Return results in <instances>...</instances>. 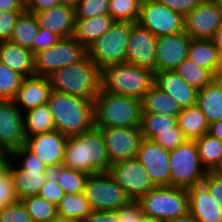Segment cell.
Segmentation results:
<instances>
[{
    "mask_svg": "<svg viewBox=\"0 0 222 222\" xmlns=\"http://www.w3.org/2000/svg\"><path fill=\"white\" fill-rule=\"evenodd\" d=\"M110 165L99 128L94 126L87 132L68 137L63 166L93 175L108 173Z\"/></svg>",
    "mask_w": 222,
    "mask_h": 222,
    "instance_id": "6da1fadb",
    "label": "cell"
},
{
    "mask_svg": "<svg viewBox=\"0 0 222 222\" xmlns=\"http://www.w3.org/2000/svg\"><path fill=\"white\" fill-rule=\"evenodd\" d=\"M94 101L51 90L47 105L55 129L66 136L87 132L94 127Z\"/></svg>",
    "mask_w": 222,
    "mask_h": 222,
    "instance_id": "7a4b0ae2",
    "label": "cell"
},
{
    "mask_svg": "<svg viewBox=\"0 0 222 222\" xmlns=\"http://www.w3.org/2000/svg\"><path fill=\"white\" fill-rule=\"evenodd\" d=\"M51 89L89 101L101 90V69L86 55L75 64L54 71L48 76Z\"/></svg>",
    "mask_w": 222,
    "mask_h": 222,
    "instance_id": "3957f363",
    "label": "cell"
},
{
    "mask_svg": "<svg viewBox=\"0 0 222 222\" xmlns=\"http://www.w3.org/2000/svg\"><path fill=\"white\" fill-rule=\"evenodd\" d=\"M93 103L94 126L140 127L141 99L101 89Z\"/></svg>",
    "mask_w": 222,
    "mask_h": 222,
    "instance_id": "277c9868",
    "label": "cell"
},
{
    "mask_svg": "<svg viewBox=\"0 0 222 222\" xmlns=\"http://www.w3.org/2000/svg\"><path fill=\"white\" fill-rule=\"evenodd\" d=\"M154 85V72L125 62L101 69V89L142 99Z\"/></svg>",
    "mask_w": 222,
    "mask_h": 222,
    "instance_id": "5b68a950",
    "label": "cell"
},
{
    "mask_svg": "<svg viewBox=\"0 0 222 222\" xmlns=\"http://www.w3.org/2000/svg\"><path fill=\"white\" fill-rule=\"evenodd\" d=\"M8 158L22 159L21 166H15L10 161V172L19 200L40 193L41 187L51 175V170L36 155L24 145L12 151Z\"/></svg>",
    "mask_w": 222,
    "mask_h": 222,
    "instance_id": "8992f818",
    "label": "cell"
},
{
    "mask_svg": "<svg viewBox=\"0 0 222 222\" xmlns=\"http://www.w3.org/2000/svg\"><path fill=\"white\" fill-rule=\"evenodd\" d=\"M138 202L144 216L167 222L189 211V195L185 188L158 186L144 194Z\"/></svg>",
    "mask_w": 222,
    "mask_h": 222,
    "instance_id": "52a82bcc",
    "label": "cell"
},
{
    "mask_svg": "<svg viewBox=\"0 0 222 222\" xmlns=\"http://www.w3.org/2000/svg\"><path fill=\"white\" fill-rule=\"evenodd\" d=\"M131 26L130 22L115 21L104 35L87 48V55L100 69L127 62Z\"/></svg>",
    "mask_w": 222,
    "mask_h": 222,
    "instance_id": "ba28073f",
    "label": "cell"
},
{
    "mask_svg": "<svg viewBox=\"0 0 222 222\" xmlns=\"http://www.w3.org/2000/svg\"><path fill=\"white\" fill-rule=\"evenodd\" d=\"M170 186L189 189L201 184L206 176L202 166L197 145L194 140L170 151Z\"/></svg>",
    "mask_w": 222,
    "mask_h": 222,
    "instance_id": "9c48e42d",
    "label": "cell"
},
{
    "mask_svg": "<svg viewBox=\"0 0 222 222\" xmlns=\"http://www.w3.org/2000/svg\"><path fill=\"white\" fill-rule=\"evenodd\" d=\"M87 55V49L75 38H62L51 48L34 54L36 76L48 77L54 71L75 64Z\"/></svg>",
    "mask_w": 222,
    "mask_h": 222,
    "instance_id": "30bf717a",
    "label": "cell"
},
{
    "mask_svg": "<svg viewBox=\"0 0 222 222\" xmlns=\"http://www.w3.org/2000/svg\"><path fill=\"white\" fill-rule=\"evenodd\" d=\"M83 195L93 210L117 211L131 199L109 173L89 175Z\"/></svg>",
    "mask_w": 222,
    "mask_h": 222,
    "instance_id": "8fae6325",
    "label": "cell"
},
{
    "mask_svg": "<svg viewBox=\"0 0 222 222\" xmlns=\"http://www.w3.org/2000/svg\"><path fill=\"white\" fill-rule=\"evenodd\" d=\"M137 23L156 37L184 31V16L165 7L157 0L141 2Z\"/></svg>",
    "mask_w": 222,
    "mask_h": 222,
    "instance_id": "7c38bea8",
    "label": "cell"
},
{
    "mask_svg": "<svg viewBox=\"0 0 222 222\" xmlns=\"http://www.w3.org/2000/svg\"><path fill=\"white\" fill-rule=\"evenodd\" d=\"M108 173L132 201H138L155 187L145 168L136 158L113 163Z\"/></svg>",
    "mask_w": 222,
    "mask_h": 222,
    "instance_id": "4fadbf2b",
    "label": "cell"
},
{
    "mask_svg": "<svg viewBox=\"0 0 222 222\" xmlns=\"http://www.w3.org/2000/svg\"><path fill=\"white\" fill-rule=\"evenodd\" d=\"M103 134L106 152L110 164L115 162L135 159L142 134L140 127H106L95 126Z\"/></svg>",
    "mask_w": 222,
    "mask_h": 222,
    "instance_id": "5bb4252c",
    "label": "cell"
},
{
    "mask_svg": "<svg viewBox=\"0 0 222 222\" xmlns=\"http://www.w3.org/2000/svg\"><path fill=\"white\" fill-rule=\"evenodd\" d=\"M221 25L220 0H205L184 16V32L192 39H211Z\"/></svg>",
    "mask_w": 222,
    "mask_h": 222,
    "instance_id": "9a60e30c",
    "label": "cell"
},
{
    "mask_svg": "<svg viewBox=\"0 0 222 222\" xmlns=\"http://www.w3.org/2000/svg\"><path fill=\"white\" fill-rule=\"evenodd\" d=\"M170 151L150 139L142 138L136 159L142 164L155 187L170 186Z\"/></svg>",
    "mask_w": 222,
    "mask_h": 222,
    "instance_id": "2e32d148",
    "label": "cell"
},
{
    "mask_svg": "<svg viewBox=\"0 0 222 222\" xmlns=\"http://www.w3.org/2000/svg\"><path fill=\"white\" fill-rule=\"evenodd\" d=\"M23 112L13 100H0V148L9 155L25 144Z\"/></svg>",
    "mask_w": 222,
    "mask_h": 222,
    "instance_id": "e0dca14e",
    "label": "cell"
},
{
    "mask_svg": "<svg viewBox=\"0 0 222 222\" xmlns=\"http://www.w3.org/2000/svg\"><path fill=\"white\" fill-rule=\"evenodd\" d=\"M68 136L54 129L49 132L26 137L24 146L50 169L63 166Z\"/></svg>",
    "mask_w": 222,
    "mask_h": 222,
    "instance_id": "ac0fdd59",
    "label": "cell"
},
{
    "mask_svg": "<svg viewBox=\"0 0 222 222\" xmlns=\"http://www.w3.org/2000/svg\"><path fill=\"white\" fill-rule=\"evenodd\" d=\"M157 37L139 23H132L127 62L155 73Z\"/></svg>",
    "mask_w": 222,
    "mask_h": 222,
    "instance_id": "d6986e66",
    "label": "cell"
},
{
    "mask_svg": "<svg viewBox=\"0 0 222 222\" xmlns=\"http://www.w3.org/2000/svg\"><path fill=\"white\" fill-rule=\"evenodd\" d=\"M190 42L184 31L157 37L155 72L175 70L188 57Z\"/></svg>",
    "mask_w": 222,
    "mask_h": 222,
    "instance_id": "ffe728a7",
    "label": "cell"
},
{
    "mask_svg": "<svg viewBox=\"0 0 222 222\" xmlns=\"http://www.w3.org/2000/svg\"><path fill=\"white\" fill-rule=\"evenodd\" d=\"M154 85L176 100L181 109L196 105L198 89L189 85L175 70L156 71Z\"/></svg>",
    "mask_w": 222,
    "mask_h": 222,
    "instance_id": "44dd1931",
    "label": "cell"
},
{
    "mask_svg": "<svg viewBox=\"0 0 222 222\" xmlns=\"http://www.w3.org/2000/svg\"><path fill=\"white\" fill-rule=\"evenodd\" d=\"M39 28H44L61 38L72 37L75 25V9L63 3L34 13Z\"/></svg>",
    "mask_w": 222,
    "mask_h": 222,
    "instance_id": "7402d4cb",
    "label": "cell"
},
{
    "mask_svg": "<svg viewBox=\"0 0 222 222\" xmlns=\"http://www.w3.org/2000/svg\"><path fill=\"white\" fill-rule=\"evenodd\" d=\"M51 90L48 77L36 75L25 77L12 100L21 111L25 112L47 104Z\"/></svg>",
    "mask_w": 222,
    "mask_h": 222,
    "instance_id": "603a6c76",
    "label": "cell"
},
{
    "mask_svg": "<svg viewBox=\"0 0 222 222\" xmlns=\"http://www.w3.org/2000/svg\"><path fill=\"white\" fill-rule=\"evenodd\" d=\"M189 195V212L199 222H222V208L213 200L212 195L201 183L187 189Z\"/></svg>",
    "mask_w": 222,
    "mask_h": 222,
    "instance_id": "cb8c5ba5",
    "label": "cell"
},
{
    "mask_svg": "<svg viewBox=\"0 0 222 222\" xmlns=\"http://www.w3.org/2000/svg\"><path fill=\"white\" fill-rule=\"evenodd\" d=\"M34 54L11 41L0 42V62L24 77L35 76Z\"/></svg>",
    "mask_w": 222,
    "mask_h": 222,
    "instance_id": "d4e9b609",
    "label": "cell"
},
{
    "mask_svg": "<svg viewBox=\"0 0 222 222\" xmlns=\"http://www.w3.org/2000/svg\"><path fill=\"white\" fill-rule=\"evenodd\" d=\"M114 23L115 20L110 15L75 19L72 37L87 49L104 35Z\"/></svg>",
    "mask_w": 222,
    "mask_h": 222,
    "instance_id": "484cf974",
    "label": "cell"
},
{
    "mask_svg": "<svg viewBox=\"0 0 222 222\" xmlns=\"http://www.w3.org/2000/svg\"><path fill=\"white\" fill-rule=\"evenodd\" d=\"M196 105L204 113L208 124L222 119V82L215 78L205 87L198 89Z\"/></svg>",
    "mask_w": 222,
    "mask_h": 222,
    "instance_id": "4316f807",
    "label": "cell"
},
{
    "mask_svg": "<svg viewBox=\"0 0 222 222\" xmlns=\"http://www.w3.org/2000/svg\"><path fill=\"white\" fill-rule=\"evenodd\" d=\"M188 58L199 67L209 70L214 76L219 66V54L211 39H192Z\"/></svg>",
    "mask_w": 222,
    "mask_h": 222,
    "instance_id": "83f0119b",
    "label": "cell"
},
{
    "mask_svg": "<svg viewBox=\"0 0 222 222\" xmlns=\"http://www.w3.org/2000/svg\"><path fill=\"white\" fill-rule=\"evenodd\" d=\"M177 124L188 140H195L209 130L207 119L197 105L183 108L177 116Z\"/></svg>",
    "mask_w": 222,
    "mask_h": 222,
    "instance_id": "f1b7e54d",
    "label": "cell"
},
{
    "mask_svg": "<svg viewBox=\"0 0 222 222\" xmlns=\"http://www.w3.org/2000/svg\"><path fill=\"white\" fill-rule=\"evenodd\" d=\"M141 101L142 112L178 116L182 110L176 100L155 85L144 94Z\"/></svg>",
    "mask_w": 222,
    "mask_h": 222,
    "instance_id": "f546056e",
    "label": "cell"
},
{
    "mask_svg": "<svg viewBox=\"0 0 222 222\" xmlns=\"http://www.w3.org/2000/svg\"><path fill=\"white\" fill-rule=\"evenodd\" d=\"M25 113H23L25 137L34 136L55 129L53 116L47 104L30 109Z\"/></svg>",
    "mask_w": 222,
    "mask_h": 222,
    "instance_id": "4dcf8cb0",
    "label": "cell"
},
{
    "mask_svg": "<svg viewBox=\"0 0 222 222\" xmlns=\"http://www.w3.org/2000/svg\"><path fill=\"white\" fill-rule=\"evenodd\" d=\"M38 31L39 26L35 15L24 11L15 22L10 41L32 52V42Z\"/></svg>",
    "mask_w": 222,
    "mask_h": 222,
    "instance_id": "1f68e13d",
    "label": "cell"
},
{
    "mask_svg": "<svg viewBox=\"0 0 222 222\" xmlns=\"http://www.w3.org/2000/svg\"><path fill=\"white\" fill-rule=\"evenodd\" d=\"M202 166L207 172L213 171L222 159V141L209 133L194 140Z\"/></svg>",
    "mask_w": 222,
    "mask_h": 222,
    "instance_id": "d6a6232c",
    "label": "cell"
},
{
    "mask_svg": "<svg viewBox=\"0 0 222 222\" xmlns=\"http://www.w3.org/2000/svg\"><path fill=\"white\" fill-rule=\"evenodd\" d=\"M177 116L142 112L140 130L142 138L152 140L159 132L174 131Z\"/></svg>",
    "mask_w": 222,
    "mask_h": 222,
    "instance_id": "836d02e7",
    "label": "cell"
},
{
    "mask_svg": "<svg viewBox=\"0 0 222 222\" xmlns=\"http://www.w3.org/2000/svg\"><path fill=\"white\" fill-rule=\"evenodd\" d=\"M57 207V213L83 221L93 211L83 193H64Z\"/></svg>",
    "mask_w": 222,
    "mask_h": 222,
    "instance_id": "e575fe53",
    "label": "cell"
},
{
    "mask_svg": "<svg viewBox=\"0 0 222 222\" xmlns=\"http://www.w3.org/2000/svg\"><path fill=\"white\" fill-rule=\"evenodd\" d=\"M51 175L61 186L64 193H83L89 174L76 171L65 166H58L51 170Z\"/></svg>",
    "mask_w": 222,
    "mask_h": 222,
    "instance_id": "d590c367",
    "label": "cell"
},
{
    "mask_svg": "<svg viewBox=\"0 0 222 222\" xmlns=\"http://www.w3.org/2000/svg\"><path fill=\"white\" fill-rule=\"evenodd\" d=\"M175 71L189 84L197 89L208 85L215 76L207 69L199 67L188 57L183 60Z\"/></svg>",
    "mask_w": 222,
    "mask_h": 222,
    "instance_id": "8d00e7d4",
    "label": "cell"
},
{
    "mask_svg": "<svg viewBox=\"0 0 222 222\" xmlns=\"http://www.w3.org/2000/svg\"><path fill=\"white\" fill-rule=\"evenodd\" d=\"M21 201L34 222H50L57 214V207L39 195L28 196Z\"/></svg>",
    "mask_w": 222,
    "mask_h": 222,
    "instance_id": "74e56055",
    "label": "cell"
},
{
    "mask_svg": "<svg viewBox=\"0 0 222 222\" xmlns=\"http://www.w3.org/2000/svg\"><path fill=\"white\" fill-rule=\"evenodd\" d=\"M139 0H110L109 15L118 22L135 23L140 15Z\"/></svg>",
    "mask_w": 222,
    "mask_h": 222,
    "instance_id": "f35d334b",
    "label": "cell"
},
{
    "mask_svg": "<svg viewBox=\"0 0 222 222\" xmlns=\"http://www.w3.org/2000/svg\"><path fill=\"white\" fill-rule=\"evenodd\" d=\"M24 78L0 62V100H12Z\"/></svg>",
    "mask_w": 222,
    "mask_h": 222,
    "instance_id": "ab89813d",
    "label": "cell"
},
{
    "mask_svg": "<svg viewBox=\"0 0 222 222\" xmlns=\"http://www.w3.org/2000/svg\"><path fill=\"white\" fill-rule=\"evenodd\" d=\"M110 0H79L75 9V19L109 15Z\"/></svg>",
    "mask_w": 222,
    "mask_h": 222,
    "instance_id": "60d3db41",
    "label": "cell"
},
{
    "mask_svg": "<svg viewBox=\"0 0 222 222\" xmlns=\"http://www.w3.org/2000/svg\"><path fill=\"white\" fill-rule=\"evenodd\" d=\"M0 168V208L17 202L19 199L15 193L13 180L10 172V160Z\"/></svg>",
    "mask_w": 222,
    "mask_h": 222,
    "instance_id": "b9f144b4",
    "label": "cell"
},
{
    "mask_svg": "<svg viewBox=\"0 0 222 222\" xmlns=\"http://www.w3.org/2000/svg\"><path fill=\"white\" fill-rule=\"evenodd\" d=\"M0 222H34L21 200L0 208Z\"/></svg>",
    "mask_w": 222,
    "mask_h": 222,
    "instance_id": "7bdbcfd3",
    "label": "cell"
},
{
    "mask_svg": "<svg viewBox=\"0 0 222 222\" xmlns=\"http://www.w3.org/2000/svg\"><path fill=\"white\" fill-rule=\"evenodd\" d=\"M152 140L164 149L171 151L184 144L188 139L177 124L174 131L159 132Z\"/></svg>",
    "mask_w": 222,
    "mask_h": 222,
    "instance_id": "ee69618b",
    "label": "cell"
},
{
    "mask_svg": "<svg viewBox=\"0 0 222 222\" xmlns=\"http://www.w3.org/2000/svg\"><path fill=\"white\" fill-rule=\"evenodd\" d=\"M38 195L57 206L64 196V191L54 177L50 175L45 184L41 187Z\"/></svg>",
    "mask_w": 222,
    "mask_h": 222,
    "instance_id": "f6af8a7d",
    "label": "cell"
},
{
    "mask_svg": "<svg viewBox=\"0 0 222 222\" xmlns=\"http://www.w3.org/2000/svg\"><path fill=\"white\" fill-rule=\"evenodd\" d=\"M24 11H1L0 12V42L10 41L15 22Z\"/></svg>",
    "mask_w": 222,
    "mask_h": 222,
    "instance_id": "bcb514c9",
    "label": "cell"
},
{
    "mask_svg": "<svg viewBox=\"0 0 222 222\" xmlns=\"http://www.w3.org/2000/svg\"><path fill=\"white\" fill-rule=\"evenodd\" d=\"M62 38L44 28H39L38 34L32 42V53L35 54L39 51L51 48Z\"/></svg>",
    "mask_w": 222,
    "mask_h": 222,
    "instance_id": "7dc6e473",
    "label": "cell"
},
{
    "mask_svg": "<svg viewBox=\"0 0 222 222\" xmlns=\"http://www.w3.org/2000/svg\"><path fill=\"white\" fill-rule=\"evenodd\" d=\"M120 222H140L144 217L143 208L138 201H130L117 210Z\"/></svg>",
    "mask_w": 222,
    "mask_h": 222,
    "instance_id": "c3c4849f",
    "label": "cell"
},
{
    "mask_svg": "<svg viewBox=\"0 0 222 222\" xmlns=\"http://www.w3.org/2000/svg\"><path fill=\"white\" fill-rule=\"evenodd\" d=\"M202 184L212 195L213 200H215L222 208V177L209 171L206 173Z\"/></svg>",
    "mask_w": 222,
    "mask_h": 222,
    "instance_id": "681fc988",
    "label": "cell"
},
{
    "mask_svg": "<svg viewBox=\"0 0 222 222\" xmlns=\"http://www.w3.org/2000/svg\"><path fill=\"white\" fill-rule=\"evenodd\" d=\"M165 7L175 10L182 16L196 9L205 0H157Z\"/></svg>",
    "mask_w": 222,
    "mask_h": 222,
    "instance_id": "f907efd6",
    "label": "cell"
},
{
    "mask_svg": "<svg viewBox=\"0 0 222 222\" xmlns=\"http://www.w3.org/2000/svg\"><path fill=\"white\" fill-rule=\"evenodd\" d=\"M83 222H120L117 211L93 210Z\"/></svg>",
    "mask_w": 222,
    "mask_h": 222,
    "instance_id": "816d5d0a",
    "label": "cell"
},
{
    "mask_svg": "<svg viewBox=\"0 0 222 222\" xmlns=\"http://www.w3.org/2000/svg\"><path fill=\"white\" fill-rule=\"evenodd\" d=\"M61 4L60 0H29L24 6L25 11L34 14Z\"/></svg>",
    "mask_w": 222,
    "mask_h": 222,
    "instance_id": "f5cc1de1",
    "label": "cell"
},
{
    "mask_svg": "<svg viewBox=\"0 0 222 222\" xmlns=\"http://www.w3.org/2000/svg\"><path fill=\"white\" fill-rule=\"evenodd\" d=\"M1 11H25V6L20 0H0Z\"/></svg>",
    "mask_w": 222,
    "mask_h": 222,
    "instance_id": "db71d44e",
    "label": "cell"
},
{
    "mask_svg": "<svg viewBox=\"0 0 222 222\" xmlns=\"http://www.w3.org/2000/svg\"><path fill=\"white\" fill-rule=\"evenodd\" d=\"M208 133L222 141V119L210 124Z\"/></svg>",
    "mask_w": 222,
    "mask_h": 222,
    "instance_id": "11a10c76",
    "label": "cell"
},
{
    "mask_svg": "<svg viewBox=\"0 0 222 222\" xmlns=\"http://www.w3.org/2000/svg\"><path fill=\"white\" fill-rule=\"evenodd\" d=\"M211 40L215 44L219 57H222V25L218 28Z\"/></svg>",
    "mask_w": 222,
    "mask_h": 222,
    "instance_id": "9f6ffc18",
    "label": "cell"
},
{
    "mask_svg": "<svg viewBox=\"0 0 222 222\" xmlns=\"http://www.w3.org/2000/svg\"><path fill=\"white\" fill-rule=\"evenodd\" d=\"M167 222H199V220L188 211L186 214L178 216Z\"/></svg>",
    "mask_w": 222,
    "mask_h": 222,
    "instance_id": "6f0895ef",
    "label": "cell"
},
{
    "mask_svg": "<svg viewBox=\"0 0 222 222\" xmlns=\"http://www.w3.org/2000/svg\"><path fill=\"white\" fill-rule=\"evenodd\" d=\"M50 222H83L75 218L65 217L60 214H56V216Z\"/></svg>",
    "mask_w": 222,
    "mask_h": 222,
    "instance_id": "680465c9",
    "label": "cell"
},
{
    "mask_svg": "<svg viewBox=\"0 0 222 222\" xmlns=\"http://www.w3.org/2000/svg\"><path fill=\"white\" fill-rule=\"evenodd\" d=\"M215 79L222 82V57H220V60H219V66L215 74Z\"/></svg>",
    "mask_w": 222,
    "mask_h": 222,
    "instance_id": "91938a15",
    "label": "cell"
},
{
    "mask_svg": "<svg viewBox=\"0 0 222 222\" xmlns=\"http://www.w3.org/2000/svg\"><path fill=\"white\" fill-rule=\"evenodd\" d=\"M8 155L0 148V168L6 164Z\"/></svg>",
    "mask_w": 222,
    "mask_h": 222,
    "instance_id": "94428289",
    "label": "cell"
},
{
    "mask_svg": "<svg viewBox=\"0 0 222 222\" xmlns=\"http://www.w3.org/2000/svg\"><path fill=\"white\" fill-rule=\"evenodd\" d=\"M212 172L222 177V159L220 160L219 164L215 167V169Z\"/></svg>",
    "mask_w": 222,
    "mask_h": 222,
    "instance_id": "6125c7cd",
    "label": "cell"
},
{
    "mask_svg": "<svg viewBox=\"0 0 222 222\" xmlns=\"http://www.w3.org/2000/svg\"><path fill=\"white\" fill-rule=\"evenodd\" d=\"M60 1L61 3L72 6V7H75L77 3L79 2V0H60Z\"/></svg>",
    "mask_w": 222,
    "mask_h": 222,
    "instance_id": "be15d7a7",
    "label": "cell"
},
{
    "mask_svg": "<svg viewBox=\"0 0 222 222\" xmlns=\"http://www.w3.org/2000/svg\"><path fill=\"white\" fill-rule=\"evenodd\" d=\"M140 222H161V221L144 216Z\"/></svg>",
    "mask_w": 222,
    "mask_h": 222,
    "instance_id": "e7e4bbea",
    "label": "cell"
},
{
    "mask_svg": "<svg viewBox=\"0 0 222 222\" xmlns=\"http://www.w3.org/2000/svg\"><path fill=\"white\" fill-rule=\"evenodd\" d=\"M25 5L29 0H20Z\"/></svg>",
    "mask_w": 222,
    "mask_h": 222,
    "instance_id": "03108f58",
    "label": "cell"
}]
</instances>
